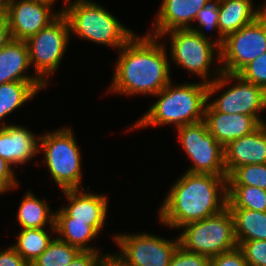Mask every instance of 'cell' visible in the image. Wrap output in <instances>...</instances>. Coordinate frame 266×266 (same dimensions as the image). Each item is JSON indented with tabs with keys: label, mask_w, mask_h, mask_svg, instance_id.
Wrapping results in <instances>:
<instances>
[{
	"label": "cell",
	"mask_w": 266,
	"mask_h": 266,
	"mask_svg": "<svg viewBox=\"0 0 266 266\" xmlns=\"http://www.w3.org/2000/svg\"><path fill=\"white\" fill-rule=\"evenodd\" d=\"M227 208L266 212V190L253 186H227Z\"/></svg>",
	"instance_id": "cell-26"
},
{
	"label": "cell",
	"mask_w": 266,
	"mask_h": 266,
	"mask_svg": "<svg viewBox=\"0 0 266 266\" xmlns=\"http://www.w3.org/2000/svg\"><path fill=\"white\" fill-rule=\"evenodd\" d=\"M166 34L171 36L172 60L189 72L200 76L203 82L208 84L210 81L206 79L210 75L209 69L214 59L215 49H217V60L220 61V47L190 28L173 29L164 33L162 37Z\"/></svg>",
	"instance_id": "cell-12"
},
{
	"label": "cell",
	"mask_w": 266,
	"mask_h": 266,
	"mask_svg": "<svg viewBox=\"0 0 266 266\" xmlns=\"http://www.w3.org/2000/svg\"><path fill=\"white\" fill-rule=\"evenodd\" d=\"M39 137L17 125L0 127V157L10 165L24 164L39 153Z\"/></svg>",
	"instance_id": "cell-17"
},
{
	"label": "cell",
	"mask_w": 266,
	"mask_h": 266,
	"mask_svg": "<svg viewBox=\"0 0 266 266\" xmlns=\"http://www.w3.org/2000/svg\"><path fill=\"white\" fill-rule=\"evenodd\" d=\"M39 153L55 183L62 189H79L82 182L81 153L70 128L58 129L39 136Z\"/></svg>",
	"instance_id": "cell-6"
},
{
	"label": "cell",
	"mask_w": 266,
	"mask_h": 266,
	"mask_svg": "<svg viewBox=\"0 0 266 266\" xmlns=\"http://www.w3.org/2000/svg\"><path fill=\"white\" fill-rule=\"evenodd\" d=\"M12 166L0 157V178H2L11 188L18 186L13 173Z\"/></svg>",
	"instance_id": "cell-37"
},
{
	"label": "cell",
	"mask_w": 266,
	"mask_h": 266,
	"mask_svg": "<svg viewBox=\"0 0 266 266\" xmlns=\"http://www.w3.org/2000/svg\"><path fill=\"white\" fill-rule=\"evenodd\" d=\"M266 163V123L253 133L240 137L224 147L227 177L243 165Z\"/></svg>",
	"instance_id": "cell-15"
},
{
	"label": "cell",
	"mask_w": 266,
	"mask_h": 266,
	"mask_svg": "<svg viewBox=\"0 0 266 266\" xmlns=\"http://www.w3.org/2000/svg\"><path fill=\"white\" fill-rule=\"evenodd\" d=\"M221 0H208L206 5L198 12L194 21L199 22V26L201 27L199 30L197 28L191 27V30L196 31L200 36L205 39H212L208 38L204 33L202 28H207L212 30H217L219 38L213 41L218 47H221L224 42V37L220 34L218 19H219V6Z\"/></svg>",
	"instance_id": "cell-29"
},
{
	"label": "cell",
	"mask_w": 266,
	"mask_h": 266,
	"mask_svg": "<svg viewBox=\"0 0 266 266\" xmlns=\"http://www.w3.org/2000/svg\"><path fill=\"white\" fill-rule=\"evenodd\" d=\"M110 258L111 254L101 256L98 251H81L67 266H104Z\"/></svg>",
	"instance_id": "cell-34"
},
{
	"label": "cell",
	"mask_w": 266,
	"mask_h": 266,
	"mask_svg": "<svg viewBox=\"0 0 266 266\" xmlns=\"http://www.w3.org/2000/svg\"><path fill=\"white\" fill-rule=\"evenodd\" d=\"M80 186L82 191L79 189L62 190L66 199L68 198L69 205L61 209L72 218V221L86 222L100 233L107 216L108 197L84 192L83 186Z\"/></svg>",
	"instance_id": "cell-16"
},
{
	"label": "cell",
	"mask_w": 266,
	"mask_h": 266,
	"mask_svg": "<svg viewBox=\"0 0 266 266\" xmlns=\"http://www.w3.org/2000/svg\"><path fill=\"white\" fill-rule=\"evenodd\" d=\"M44 228L21 229L17 243L12 246L31 265L47 249L54 238Z\"/></svg>",
	"instance_id": "cell-25"
},
{
	"label": "cell",
	"mask_w": 266,
	"mask_h": 266,
	"mask_svg": "<svg viewBox=\"0 0 266 266\" xmlns=\"http://www.w3.org/2000/svg\"><path fill=\"white\" fill-rule=\"evenodd\" d=\"M212 73L215 74V77L210 78L208 83L207 100L218 90L224 88L227 83H230L231 79L238 80L219 98L209 103L215 111L224 114H246L254 116L261 124L266 123L259 118L260 115L258 114L261 110L266 109V91L263 88L244 80L238 74L222 73L221 68Z\"/></svg>",
	"instance_id": "cell-7"
},
{
	"label": "cell",
	"mask_w": 266,
	"mask_h": 266,
	"mask_svg": "<svg viewBox=\"0 0 266 266\" xmlns=\"http://www.w3.org/2000/svg\"><path fill=\"white\" fill-rule=\"evenodd\" d=\"M210 266H248L239 247L210 258Z\"/></svg>",
	"instance_id": "cell-33"
},
{
	"label": "cell",
	"mask_w": 266,
	"mask_h": 266,
	"mask_svg": "<svg viewBox=\"0 0 266 266\" xmlns=\"http://www.w3.org/2000/svg\"><path fill=\"white\" fill-rule=\"evenodd\" d=\"M8 0H0V11H7Z\"/></svg>",
	"instance_id": "cell-39"
},
{
	"label": "cell",
	"mask_w": 266,
	"mask_h": 266,
	"mask_svg": "<svg viewBox=\"0 0 266 266\" xmlns=\"http://www.w3.org/2000/svg\"><path fill=\"white\" fill-rule=\"evenodd\" d=\"M80 252L79 248L55 237L47 249L30 266H67Z\"/></svg>",
	"instance_id": "cell-27"
},
{
	"label": "cell",
	"mask_w": 266,
	"mask_h": 266,
	"mask_svg": "<svg viewBox=\"0 0 266 266\" xmlns=\"http://www.w3.org/2000/svg\"><path fill=\"white\" fill-rule=\"evenodd\" d=\"M234 223L237 241H266V212L244 208H228Z\"/></svg>",
	"instance_id": "cell-24"
},
{
	"label": "cell",
	"mask_w": 266,
	"mask_h": 266,
	"mask_svg": "<svg viewBox=\"0 0 266 266\" xmlns=\"http://www.w3.org/2000/svg\"><path fill=\"white\" fill-rule=\"evenodd\" d=\"M68 2L64 1L66 8L60 13L67 18L70 32L82 39L120 50L135 35L99 4L89 0Z\"/></svg>",
	"instance_id": "cell-4"
},
{
	"label": "cell",
	"mask_w": 266,
	"mask_h": 266,
	"mask_svg": "<svg viewBox=\"0 0 266 266\" xmlns=\"http://www.w3.org/2000/svg\"><path fill=\"white\" fill-rule=\"evenodd\" d=\"M227 186H253L266 190V163L237 167L227 177Z\"/></svg>",
	"instance_id": "cell-28"
},
{
	"label": "cell",
	"mask_w": 266,
	"mask_h": 266,
	"mask_svg": "<svg viewBox=\"0 0 266 266\" xmlns=\"http://www.w3.org/2000/svg\"><path fill=\"white\" fill-rule=\"evenodd\" d=\"M55 232L59 235L58 239L81 251H98L87 243L95 239L99 232L86 222L72 221L61 208L55 212Z\"/></svg>",
	"instance_id": "cell-21"
},
{
	"label": "cell",
	"mask_w": 266,
	"mask_h": 266,
	"mask_svg": "<svg viewBox=\"0 0 266 266\" xmlns=\"http://www.w3.org/2000/svg\"><path fill=\"white\" fill-rule=\"evenodd\" d=\"M42 81H13L0 85V126H4L1 120L22 106L27 100H31L37 92L45 88Z\"/></svg>",
	"instance_id": "cell-22"
},
{
	"label": "cell",
	"mask_w": 266,
	"mask_h": 266,
	"mask_svg": "<svg viewBox=\"0 0 266 266\" xmlns=\"http://www.w3.org/2000/svg\"><path fill=\"white\" fill-rule=\"evenodd\" d=\"M204 121L209 133L223 148L230 142L253 133L262 125L254 116L217 112L208 101L204 109Z\"/></svg>",
	"instance_id": "cell-14"
},
{
	"label": "cell",
	"mask_w": 266,
	"mask_h": 266,
	"mask_svg": "<svg viewBox=\"0 0 266 266\" xmlns=\"http://www.w3.org/2000/svg\"><path fill=\"white\" fill-rule=\"evenodd\" d=\"M120 254H112L110 260L117 266H169L179 245V238L166 240L148 233L115 235Z\"/></svg>",
	"instance_id": "cell-8"
},
{
	"label": "cell",
	"mask_w": 266,
	"mask_h": 266,
	"mask_svg": "<svg viewBox=\"0 0 266 266\" xmlns=\"http://www.w3.org/2000/svg\"><path fill=\"white\" fill-rule=\"evenodd\" d=\"M159 37L136 34L120 49L108 92L156 95L171 81L170 65Z\"/></svg>",
	"instance_id": "cell-1"
},
{
	"label": "cell",
	"mask_w": 266,
	"mask_h": 266,
	"mask_svg": "<svg viewBox=\"0 0 266 266\" xmlns=\"http://www.w3.org/2000/svg\"><path fill=\"white\" fill-rule=\"evenodd\" d=\"M227 196V176L186 172L162 203L160 221L171 228L181 229L188 223L222 212L227 208Z\"/></svg>",
	"instance_id": "cell-2"
},
{
	"label": "cell",
	"mask_w": 266,
	"mask_h": 266,
	"mask_svg": "<svg viewBox=\"0 0 266 266\" xmlns=\"http://www.w3.org/2000/svg\"><path fill=\"white\" fill-rule=\"evenodd\" d=\"M70 34L68 20L61 14L50 25L25 41L30 65H34L35 75L46 85L48 82L45 78L59 67L69 44Z\"/></svg>",
	"instance_id": "cell-10"
},
{
	"label": "cell",
	"mask_w": 266,
	"mask_h": 266,
	"mask_svg": "<svg viewBox=\"0 0 266 266\" xmlns=\"http://www.w3.org/2000/svg\"><path fill=\"white\" fill-rule=\"evenodd\" d=\"M169 266H210V258L184 250L179 246Z\"/></svg>",
	"instance_id": "cell-32"
},
{
	"label": "cell",
	"mask_w": 266,
	"mask_h": 266,
	"mask_svg": "<svg viewBox=\"0 0 266 266\" xmlns=\"http://www.w3.org/2000/svg\"><path fill=\"white\" fill-rule=\"evenodd\" d=\"M208 84L184 83L173 86L171 82L156 95L159 99L132 128L175 124L181 127L204 120Z\"/></svg>",
	"instance_id": "cell-3"
},
{
	"label": "cell",
	"mask_w": 266,
	"mask_h": 266,
	"mask_svg": "<svg viewBox=\"0 0 266 266\" xmlns=\"http://www.w3.org/2000/svg\"><path fill=\"white\" fill-rule=\"evenodd\" d=\"M254 10L252 0H221L219 6V29L225 38L253 22L266 9V6Z\"/></svg>",
	"instance_id": "cell-20"
},
{
	"label": "cell",
	"mask_w": 266,
	"mask_h": 266,
	"mask_svg": "<svg viewBox=\"0 0 266 266\" xmlns=\"http://www.w3.org/2000/svg\"><path fill=\"white\" fill-rule=\"evenodd\" d=\"M9 189H11V187L0 178V194L7 192Z\"/></svg>",
	"instance_id": "cell-38"
},
{
	"label": "cell",
	"mask_w": 266,
	"mask_h": 266,
	"mask_svg": "<svg viewBox=\"0 0 266 266\" xmlns=\"http://www.w3.org/2000/svg\"><path fill=\"white\" fill-rule=\"evenodd\" d=\"M8 0L7 12L11 38L26 41L55 21L61 13H54L51 5L36 0Z\"/></svg>",
	"instance_id": "cell-13"
},
{
	"label": "cell",
	"mask_w": 266,
	"mask_h": 266,
	"mask_svg": "<svg viewBox=\"0 0 266 266\" xmlns=\"http://www.w3.org/2000/svg\"><path fill=\"white\" fill-rule=\"evenodd\" d=\"M179 245L186 251L208 258L238 247L233 217L228 208L219 214L182 226Z\"/></svg>",
	"instance_id": "cell-5"
},
{
	"label": "cell",
	"mask_w": 266,
	"mask_h": 266,
	"mask_svg": "<svg viewBox=\"0 0 266 266\" xmlns=\"http://www.w3.org/2000/svg\"><path fill=\"white\" fill-rule=\"evenodd\" d=\"M104 266H117V265L109 259L108 262Z\"/></svg>",
	"instance_id": "cell-41"
},
{
	"label": "cell",
	"mask_w": 266,
	"mask_h": 266,
	"mask_svg": "<svg viewBox=\"0 0 266 266\" xmlns=\"http://www.w3.org/2000/svg\"><path fill=\"white\" fill-rule=\"evenodd\" d=\"M248 266H266V241H237Z\"/></svg>",
	"instance_id": "cell-31"
},
{
	"label": "cell",
	"mask_w": 266,
	"mask_h": 266,
	"mask_svg": "<svg viewBox=\"0 0 266 266\" xmlns=\"http://www.w3.org/2000/svg\"><path fill=\"white\" fill-rule=\"evenodd\" d=\"M48 203L38 199L28 191L23 197L17 219L22 229L44 228L49 223L52 231H55V213H51Z\"/></svg>",
	"instance_id": "cell-23"
},
{
	"label": "cell",
	"mask_w": 266,
	"mask_h": 266,
	"mask_svg": "<svg viewBox=\"0 0 266 266\" xmlns=\"http://www.w3.org/2000/svg\"><path fill=\"white\" fill-rule=\"evenodd\" d=\"M0 266H30L11 246L0 252Z\"/></svg>",
	"instance_id": "cell-35"
},
{
	"label": "cell",
	"mask_w": 266,
	"mask_h": 266,
	"mask_svg": "<svg viewBox=\"0 0 266 266\" xmlns=\"http://www.w3.org/2000/svg\"><path fill=\"white\" fill-rule=\"evenodd\" d=\"M208 0H163L155 20V31L151 34L161 37L173 29L191 28L198 12L206 5Z\"/></svg>",
	"instance_id": "cell-18"
},
{
	"label": "cell",
	"mask_w": 266,
	"mask_h": 266,
	"mask_svg": "<svg viewBox=\"0 0 266 266\" xmlns=\"http://www.w3.org/2000/svg\"><path fill=\"white\" fill-rule=\"evenodd\" d=\"M29 66L26 42L12 39L0 49V85L13 81H41L35 74L23 75Z\"/></svg>",
	"instance_id": "cell-19"
},
{
	"label": "cell",
	"mask_w": 266,
	"mask_h": 266,
	"mask_svg": "<svg viewBox=\"0 0 266 266\" xmlns=\"http://www.w3.org/2000/svg\"><path fill=\"white\" fill-rule=\"evenodd\" d=\"M266 52V9L253 22L224 38L220 47L222 73L238 74Z\"/></svg>",
	"instance_id": "cell-9"
},
{
	"label": "cell",
	"mask_w": 266,
	"mask_h": 266,
	"mask_svg": "<svg viewBox=\"0 0 266 266\" xmlns=\"http://www.w3.org/2000/svg\"><path fill=\"white\" fill-rule=\"evenodd\" d=\"M36 1L47 3L52 6L54 5L53 3H55L56 0H36Z\"/></svg>",
	"instance_id": "cell-40"
},
{
	"label": "cell",
	"mask_w": 266,
	"mask_h": 266,
	"mask_svg": "<svg viewBox=\"0 0 266 266\" xmlns=\"http://www.w3.org/2000/svg\"><path fill=\"white\" fill-rule=\"evenodd\" d=\"M238 75L266 91V52L246 65Z\"/></svg>",
	"instance_id": "cell-30"
},
{
	"label": "cell",
	"mask_w": 266,
	"mask_h": 266,
	"mask_svg": "<svg viewBox=\"0 0 266 266\" xmlns=\"http://www.w3.org/2000/svg\"><path fill=\"white\" fill-rule=\"evenodd\" d=\"M177 129L180 143L193 163L186 172L227 176L224 148L209 133L204 120Z\"/></svg>",
	"instance_id": "cell-11"
},
{
	"label": "cell",
	"mask_w": 266,
	"mask_h": 266,
	"mask_svg": "<svg viewBox=\"0 0 266 266\" xmlns=\"http://www.w3.org/2000/svg\"><path fill=\"white\" fill-rule=\"evenodd\" d=\"M11 34L8 22V12L0 11V49L11 41Z\"/></svg>",
	"instance_id": "cell-36"
}]
</instances>
